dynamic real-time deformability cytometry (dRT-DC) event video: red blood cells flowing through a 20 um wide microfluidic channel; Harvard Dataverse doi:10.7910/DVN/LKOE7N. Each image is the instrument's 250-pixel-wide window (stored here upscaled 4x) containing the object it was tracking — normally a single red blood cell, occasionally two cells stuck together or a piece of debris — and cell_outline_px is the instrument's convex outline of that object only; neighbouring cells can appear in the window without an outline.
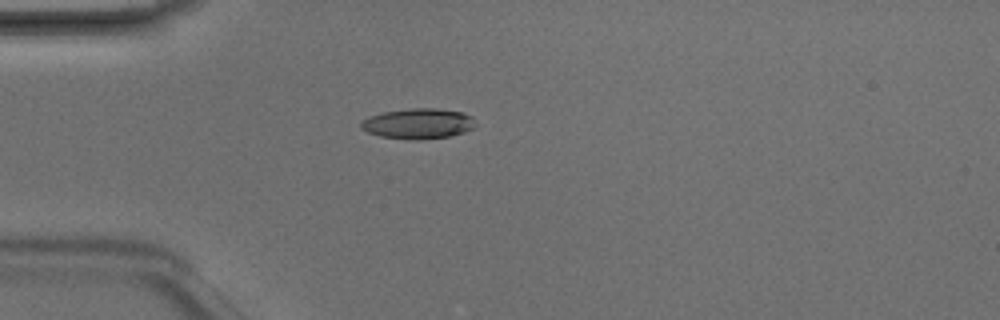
{"species": "Egyptian fruit bat (a non-hibernating species)", "species_latin": "Rousettus aegyptiacus", "temperature_condition": "room temperature", "stored_images_in_passage": 2, "camera_frame_rate_fps": 3000, "um_per_image_px": 0.085, "animal": {"sex": "male"}, "frame": {"image": 1, "passage_image": 1, "time_ms": 0.0, "image_size_px": [1000, 320], "cell_outline_px": [[476, 124], [472, 128], [464, 132], [448, 136], [420, 140], [408, 140], [380, 136], [368, 132], [360, 128], [360, 124], [364, 120], [372, 116], [384, 112], [412, 108], [436, 108], [464, 112], [472, 116]], "centroid_in_image_um": [35.57, 10.51], "position_along_channel_um": 49.4, "area_um2": 20.23}}